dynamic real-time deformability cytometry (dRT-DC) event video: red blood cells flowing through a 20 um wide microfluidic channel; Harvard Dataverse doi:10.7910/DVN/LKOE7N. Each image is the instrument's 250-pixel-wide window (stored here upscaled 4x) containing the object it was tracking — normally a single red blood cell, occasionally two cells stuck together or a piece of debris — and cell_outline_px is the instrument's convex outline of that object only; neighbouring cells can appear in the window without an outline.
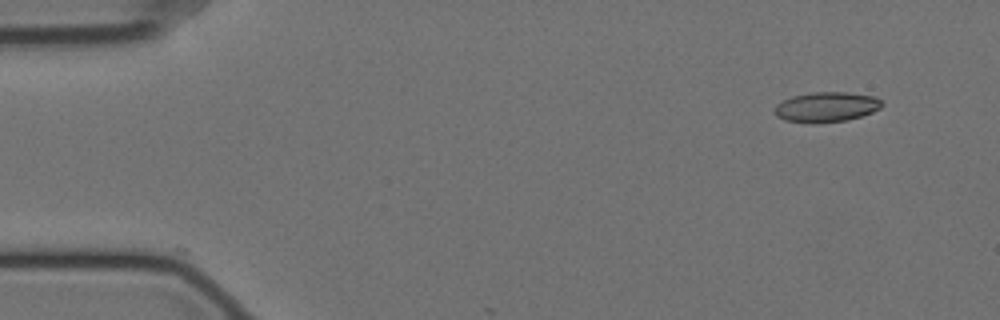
{"species": "Egyptian fruit bat (a non-hibernating species)", "species_latin": "Rousettus aegyptiacus", "temperature_condition": "cold", "stored_images_in_passage": 5, "camera_frame_rate_fps": 3000, "um_per_image_px": 0.085, "animal": {"sex": "female"}, "frame": {"image": 1, "passage_image": 1, "time_ms": 0.0, "image_size_px": [1000, 320], "cell_outline_px": [[884, 104], [880, 108], [872, 112], [860, 116], [844, 120], [816, 124], [784, 120], [776, 116], [772, 112], [776, 104], [792, 96], [812, 92], [848, 92], [876, 96]], "centroid_in_image_um": [70.21, 9.09], "position_along_channel_um": 14.8, "area_um2": 18.96}}